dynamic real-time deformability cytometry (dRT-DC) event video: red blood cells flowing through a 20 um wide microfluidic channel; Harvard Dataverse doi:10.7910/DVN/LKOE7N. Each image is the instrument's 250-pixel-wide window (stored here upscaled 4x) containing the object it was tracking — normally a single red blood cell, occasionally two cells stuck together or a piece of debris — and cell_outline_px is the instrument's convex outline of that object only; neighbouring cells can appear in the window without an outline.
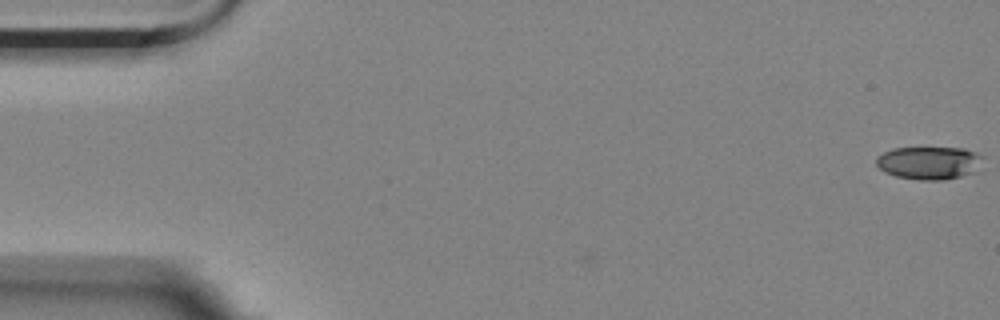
{"species": "Egyptian fruit bat (a non-hibernating species)", "species_latin": "Rousettus aegyptiacus", "temperature_condition": "room temperature", "stored_images_in_passage": 3, "camera_frame_rate_fps": 3000, "um_per_image_px": 0.085, "animal": {"sex": "female"}, "frame": {"image": 1, "passage_image": 1, "time_ms": 0.0, "image_size_px": [1000, 320], "cell_outline_px": [[984, 156], [976, 168], [972, 172], [960, 176], [944, 180], [920, 180], [896, 176], [884, 172], [876, 164], [876, 156], [892, 148], [964, 148], [976, 152]], "centroid_in_image_um": [78.94, 13.83], "position_along_channel_um": 6.1, "area_um2": 20.35}}